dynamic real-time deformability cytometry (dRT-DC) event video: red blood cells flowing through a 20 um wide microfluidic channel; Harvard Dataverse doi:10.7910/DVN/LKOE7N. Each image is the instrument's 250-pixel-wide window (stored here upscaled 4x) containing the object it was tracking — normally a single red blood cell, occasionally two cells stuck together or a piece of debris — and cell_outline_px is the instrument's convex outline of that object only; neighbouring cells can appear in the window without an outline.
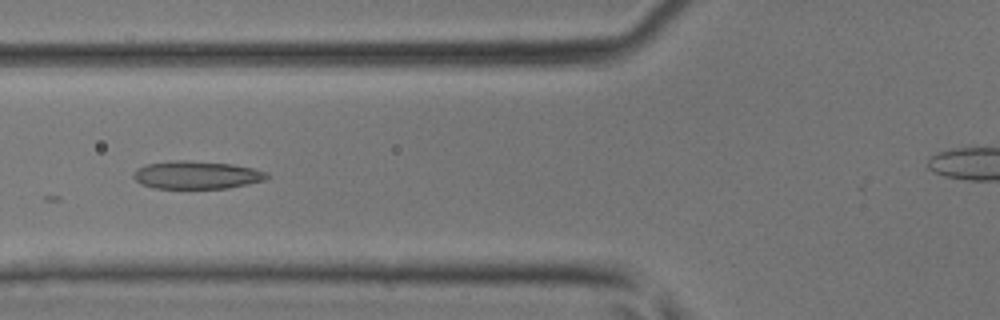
{"species": "common noctule bat (a hibernating species)", "species_latin": "Nyctalus noctula", "temperature_condition": "room temperature", "stored_images_in_passage": 28, "camera_frame_rate_fps": 3000, "um_per_image_px": 0.085, "animal": {"sex": "male", "body_mass_g": 17.9, "forearm_length_mm": 54.2}, "frame": {"image": 1, "passage_image": 5, "time_ms": 1.333, "image_size_px": [1000, 320], "cell_outline_px": [[268, 176], [264, 180], [248, 184], [228, 188], [152, 188], [140, 184], [132, 176], [136, 168], [148, 164], [176, 160], [184, 160], [232, 164], [252, 168], [264, 172]], "centroid_in_image_um": [16.66, 14.88], "position_along_channel_um": 109.1, "area_um2": 21.5}}